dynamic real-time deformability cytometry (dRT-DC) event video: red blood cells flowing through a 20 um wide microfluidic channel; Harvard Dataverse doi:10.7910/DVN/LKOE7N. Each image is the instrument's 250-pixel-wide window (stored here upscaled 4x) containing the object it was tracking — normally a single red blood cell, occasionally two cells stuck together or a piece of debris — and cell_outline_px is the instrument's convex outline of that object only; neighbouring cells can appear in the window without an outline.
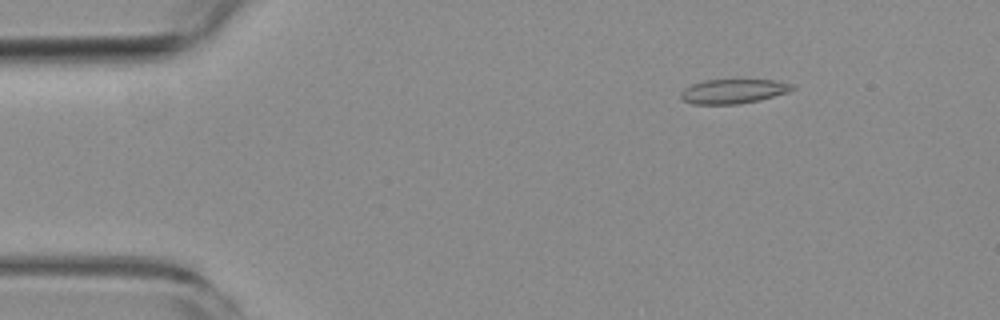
{"species": "common noctule bat (a hibernating species)", "species_latin": "Nyctalus noctula", "temperature_condition": "room temperature", "stored_images_in_passage": 11, "camera_frame_rate_fps": 3000, "um_per_image_px": 0.085, "animal": {"sex": "female", "body_mass_g": 19.3, "forearm_length_mm": 54.1}, "frame": {"image": 1, "passage_image": 2, "time_ms": 0.333, "image_size_px": [1000, 320], "cell_outline_px": [[796, 88], [788, 92], [760, 100], [736, 104], [692, 104], [684, 100], [680, 96], [680, 92], [684, 88], [692, 84], [704, 80], [776, 80], [792, 84]], "centroid_in_image_um": [62.33, 7.76], "position_along_channel_um": 22.7, "area_um2": 15.84}}